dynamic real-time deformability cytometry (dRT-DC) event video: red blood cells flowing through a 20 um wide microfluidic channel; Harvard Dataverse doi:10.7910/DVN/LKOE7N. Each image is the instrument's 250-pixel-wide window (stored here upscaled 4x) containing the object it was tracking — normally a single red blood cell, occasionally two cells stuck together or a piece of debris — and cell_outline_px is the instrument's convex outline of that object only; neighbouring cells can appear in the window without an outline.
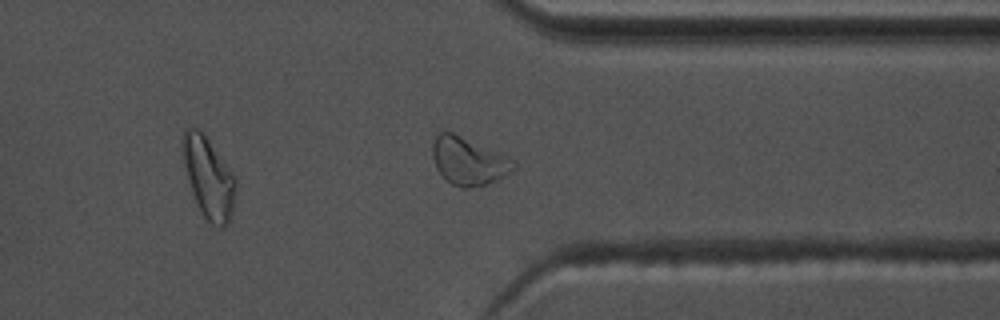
{"species": "common noctule bat (a hibernating species)", "species_latin": "Nyctalus noctula", "temperature_condition": "warm", "stored_images_in_passage": 44, "camera_frame_rate_fps": 3000, "um_per_image_px": 0.085, "animal": {"sex": "male", "body_mass_g": 17.5, "forearm_length_mm": 52.3}, "frame": {"image": 1, "passage_image": 32, "time_ms": 10.333, "image_size_px": [1000, 320], "cell_outline_px": [[516, 168], [496, 180], [484, 184], [468, 188], [460, 188], [444, 180], [436, 168], [432, 156], [432, 144], [436, 136], [440, 132], [452, 132], [516, 164]], "centroid_in_image_um": [39.7, 13.74], "position_along_channel_um": 371.7, "area_um2": 21.5}, "authors_computed_cell_mechanics": {"area_um2": 19.5075, "velocity_mm_per_s": 3.6924, "shape_relaxation_time_tau1_ms": 3.355, "shape_relaxation_time_tau2_ms": 1.0757, "deformation_change_tau1": 0.1196, "deformation_change_tau2": 0.0837}}